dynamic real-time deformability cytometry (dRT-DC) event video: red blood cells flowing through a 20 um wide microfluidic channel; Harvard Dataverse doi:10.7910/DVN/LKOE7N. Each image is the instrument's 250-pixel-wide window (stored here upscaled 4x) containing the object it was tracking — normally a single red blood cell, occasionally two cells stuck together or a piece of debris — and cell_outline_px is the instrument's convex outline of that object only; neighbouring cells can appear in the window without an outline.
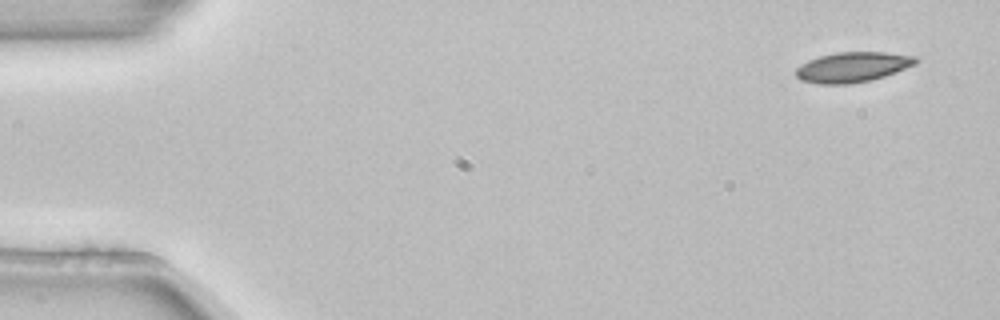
{"species": "common noctule bat (a hibernating species)", "species_latin": "Nyctalus noctula", "temperature_condition": "room temperature", "stored_images_in_passage": 5, "camera_frame_rate_fps": 3000, "um_per_image_px": 0.085, "animal": {"sex": "female", "body_mass_g": 22.7, "forearm_length_mm": 54.2}, "frame": {"image": 1, "passage_image": 1, "time_ms": 0.0, "image_size_px": [1000, 320], "cell_outline_px": [[920, 60], [916, 64], [896, 72], [872, 80], [852, 84], [816, 84], [800, 80], [796, 76], [796, 68], [800, 64], [808, 60], [820, 56], [836, 52], [884, 52], [916, 56]], "centroid_in_image_um": [72.47, 5.71], "position_along_channel_um": 12.5, "area_um2": 21.27}}
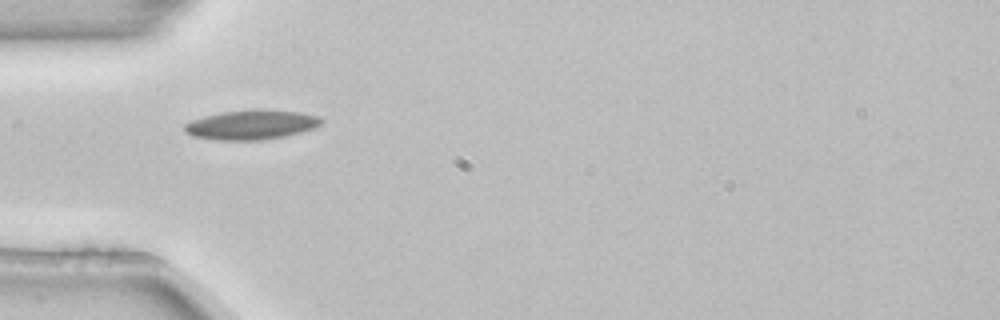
{"frame": {"image": 2, "passage_image": 4, "time_ms": 1.0, "image_size_px": [1000, 320], "cell_outline_px": [[324, 120], [316, 128], [284, 136], [260, 140], [216, 140], [192, 136], [184, 132], [184, 124], [192, 120], [204, 116], [220, 112], [256, 108], [264, 108], [300, 112], [320, 116]], "centroid_in_image_um": [21.38, 10.58], "position_along_channel_um": 63.6, "area_um2": 23.99}}